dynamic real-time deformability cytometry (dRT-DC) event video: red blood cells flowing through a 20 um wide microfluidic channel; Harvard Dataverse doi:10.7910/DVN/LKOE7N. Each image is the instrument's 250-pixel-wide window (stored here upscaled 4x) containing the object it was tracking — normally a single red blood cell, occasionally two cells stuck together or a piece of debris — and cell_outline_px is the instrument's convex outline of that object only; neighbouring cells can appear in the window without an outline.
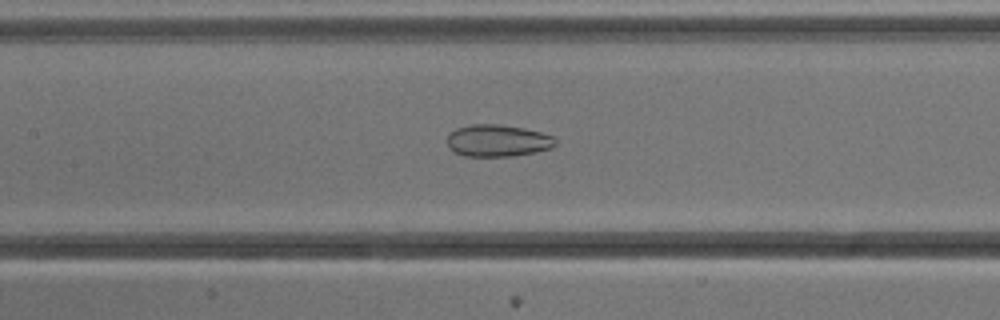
{"species": "common noctule bat (a hibernating species)", "species_latin": "Nyctalus noctula", "temperature_condition": "cold", "stored_images_in_passage": 54, "camera_frame_rate_fps": 3000, "um_per_image_px": 0.085, "animal": {"sex": "male", "body_mass_g": 13.3}, "frame": {"image": 1, "passage_image": 25, "time_ms": 8.0, "image_size_px": [1000, 320], "cell_outline_px": [[556, 144], [552, 148], [536, 152], [508, 156], [464, 156], [452, 152], [448, 148], [448, 136], [456, 128], [468, 124], [500, 124], [524, 128], [540, 132], [552, 136], [556, 140]], "centroid_in_image_um": [42.28, 11.95], "position_along_channel_um": 165.1, "area_um2": 20.29}}
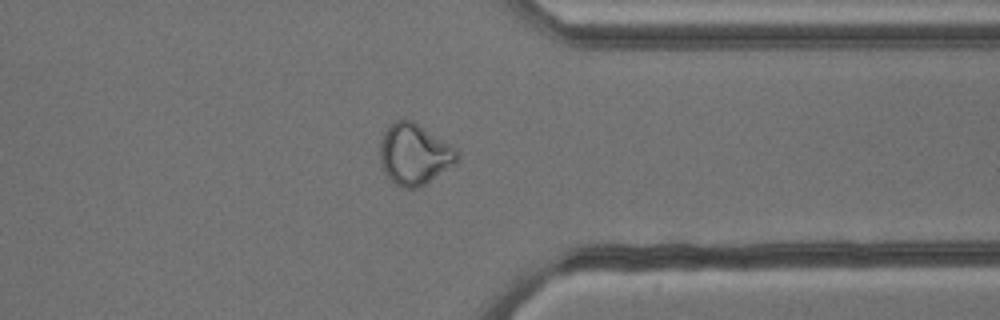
{"frame": {"image": 2, "passage_image": 42, "time_ms": 13.667, "image_size_px": [1000, 320], "cell_outline_px": [[460, 156], [456, 164], [424, 184], [416, 188], [400, 188], [388, 180], [380, 164], [380, 144], [384, 132], [396, 120], [412, 120], [456, 148], [460, 152]], "centroid_in_image_um": [35.22, 13.14], "position_along_channel_um": 376.2, "area_um2": 27.51}}
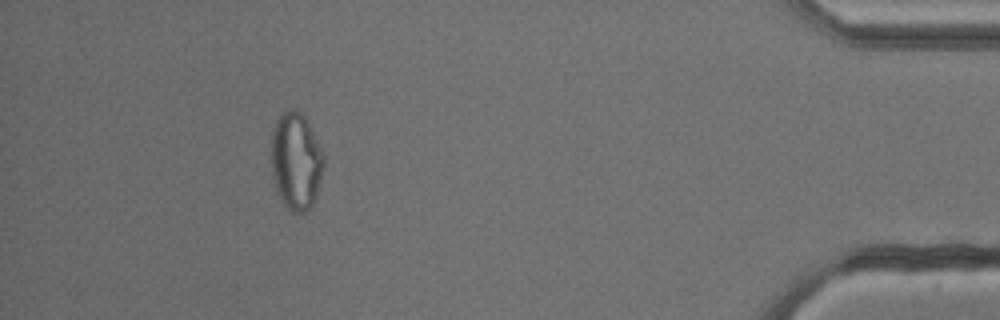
{"frame": {"image": 3, "passage_image": 49, "time_ms": 16.0, "image_size_px": [1000, 320], "cell_outline_px": [[324, 168], [316, 196], [308, 212], [292, 212], [284, 204], [276, 188], [272, 176], [272, 132], [276, 120], [288, 108], [300, 112], [304, 116], [324, 156]], "centroid_in_image_um": [25.16, 13.72], "position_along_channel_um": 410.0, "area_um2": 29.42}, "authors_computed_cell_mechanics": {"area_um2": 28.2642, "velocity_mm_per_s": 3.8283, "shape_relaxation_time_tau1_ms": null, "shape_relaxation_time_tau2_ms": 2.5373, "deformation_change_tau1": null, "deformation_change_tau2": 0.0891}}